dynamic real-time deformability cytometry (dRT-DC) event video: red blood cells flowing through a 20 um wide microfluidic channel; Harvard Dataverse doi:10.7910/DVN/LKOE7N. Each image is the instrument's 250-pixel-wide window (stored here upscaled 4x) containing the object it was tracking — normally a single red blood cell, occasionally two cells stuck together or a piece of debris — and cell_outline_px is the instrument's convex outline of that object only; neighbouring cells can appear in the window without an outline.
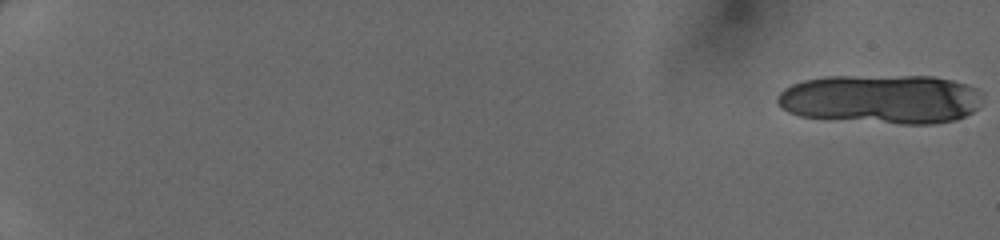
{"species": "human", "species_latin": "Homo sapiens", "temperature_condition": "cold", "stored_images_in_passage": 13, "camera_frame_rate_fps": 3000, "um_per_image_px": 0.085, "donor": {"sex": "female"}, "frame": {"image": 1, "passage_image": 1, "time_ms": 0.0, "image_size_px": [1000, 240], "cell_outline_px": [[984, 96], [976, 108], [972, 112], [956, 120], [932, 124], [900, 124], [800, 116], [788, 112], [780, 108], [776, 100], [776, 96], [784, 88], [792, 84], [804, 80], [824, 76], [932, 76], [952, 80], [968, 84], [984, 92]], "centroid_in_image_um": [74.91, 8.41], "position_along_channel_um": 10.1, "area_um2": 59.36}}